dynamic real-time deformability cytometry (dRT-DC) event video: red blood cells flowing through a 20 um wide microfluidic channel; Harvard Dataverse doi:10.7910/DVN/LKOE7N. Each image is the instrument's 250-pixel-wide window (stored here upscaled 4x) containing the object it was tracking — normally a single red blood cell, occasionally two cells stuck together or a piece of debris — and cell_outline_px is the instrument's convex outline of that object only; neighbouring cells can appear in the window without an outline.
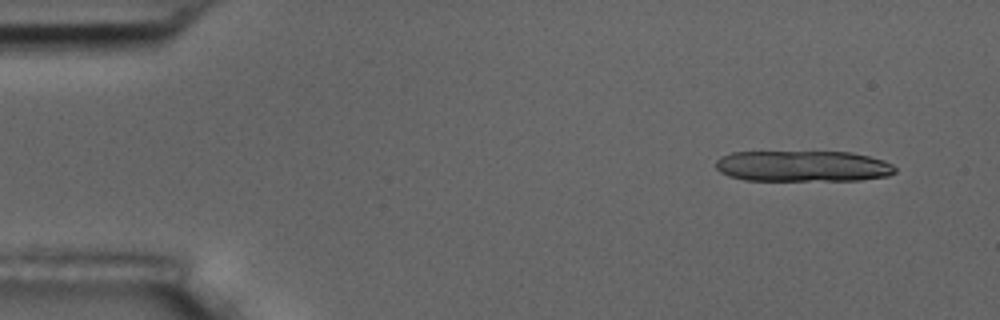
{"species": "common noctule bat (a hibernating species)", "species_latin": "Nyctalus noctula", "temperature_condition": "room temperature", "stored_images_in_passage": 5, "camera_frame_rate_fps": 3000, "um_per_image_px": 0.085, "animal": {"sex": "male", "body_mass_g": 17.5, "forearm_length_mm": 52.3}, "frame": {"image": 1, "passage_image": 1, "time_ms": 0.0, "image_size_px": [1000, 320], "cell_outline_px": [[896, 172], [888, 176], [860, 180], [744, 180], [728, 176], [720, 172], [716, 168], [716, 160], [720, 156], [732, 152], [852, 152], [884, 160], [892, 164], [896, 168]], "centroid_in_image_um": [68.24, 14.12], "position_along_channel_um": 16.8, "area_um2": 32.54}}
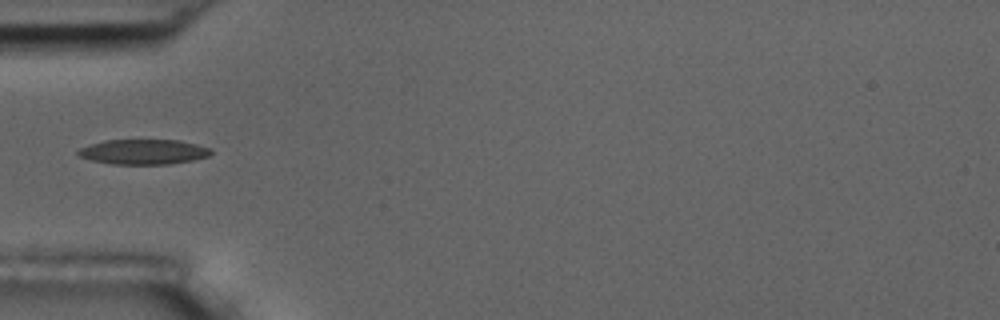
{"frame": {"image": 2, "passage_image": 5, "time_ms": 4.667, "image_size_px": [1000, 320], "cell_outline_px": [[212, 152], [208, 156], [192, 160], [168, 164], [112, 164], [92, 160], [76, 156], [76, 152], [80, 148], [104, 140], [180, 140], [212, 148]], "centroid_in_image_um": [12.19, 12.9], "position_along_channel_um": 72.8, "area_um2": 19.36}}